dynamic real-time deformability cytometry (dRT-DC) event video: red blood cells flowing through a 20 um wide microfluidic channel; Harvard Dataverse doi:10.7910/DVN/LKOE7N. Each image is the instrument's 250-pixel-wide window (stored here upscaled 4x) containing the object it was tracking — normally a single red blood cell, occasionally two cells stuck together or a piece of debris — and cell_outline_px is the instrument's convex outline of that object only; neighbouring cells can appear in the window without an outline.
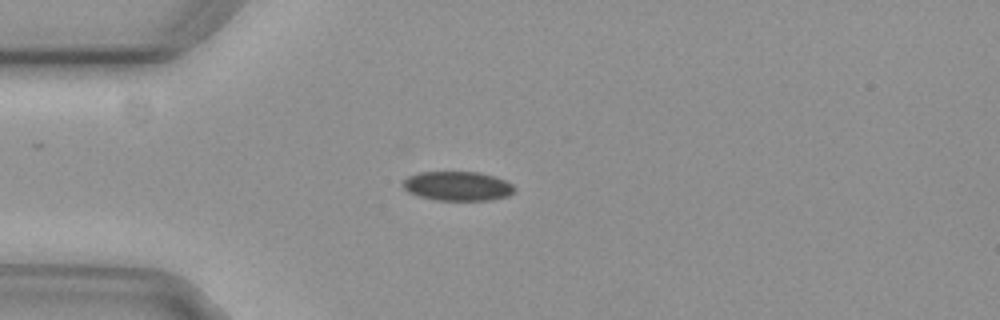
{"species": "common noctule bat (a hibernating species)", "species_latin": "Nyctalus noctula", "temperature_condition": "cold", "stored_images_in_passage": 3, "camera_frame_rate_fps": 3000, "um_per_image_px": 0.085, "animal": {"sex": "female", "body_mass_g": 29.2, "forearm_length_mm": 56.3}, "frame": {"image": 1, "passage_image": 1, "time_ms": 0.0, "image_size_px": [1000, 320], "cell_outline_px": [[516, 192], [508, 196], [492, 200], [436, 200], [420, 196], [408, 192], [400, 184], [408, 176], [420, 172], [480, 172], [504, 180], [512, 184], [516, 188]], "centroid_in_image_um": [38.91, 15.82], "position_along_channel_um": 46.1, "area_um2": 19.13}}